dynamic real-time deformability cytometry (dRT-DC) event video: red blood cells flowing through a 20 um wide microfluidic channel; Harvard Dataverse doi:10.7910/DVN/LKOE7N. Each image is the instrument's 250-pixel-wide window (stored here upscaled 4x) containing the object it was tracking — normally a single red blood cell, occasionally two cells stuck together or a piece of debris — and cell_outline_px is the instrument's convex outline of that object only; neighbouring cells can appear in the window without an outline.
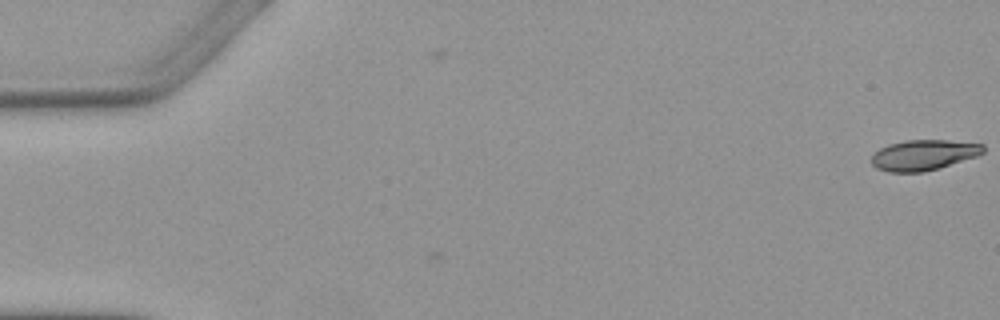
{"species": "Egyptian fruit bat (a non-hibernating species)", "species_latin": "Rousettus aegyptiacus", "temperature_condition": "warm", "stored_images_in_passage": 5, "camera_frame_rate_fps": 3000, "um_per_image_px": 0.085, "animal": {"sex": "female"}, "frame": {"image": 1, "passage_image": 1, "time_ms": 0.0, "image_size_px": [1000, 320], "cell_outline_px": [[984, 152], [976, 156], [940, 168], [924, 172], [888, 172], [876, 168], [872, 164], [872, 156], [880, 148], [888, 144], [908, 140], [948, 140], [984, 144]], "centroid_in_image_um": [78.51, 13.18], "position_along_channel_um": 6.5, "area_um2": 19.83}}
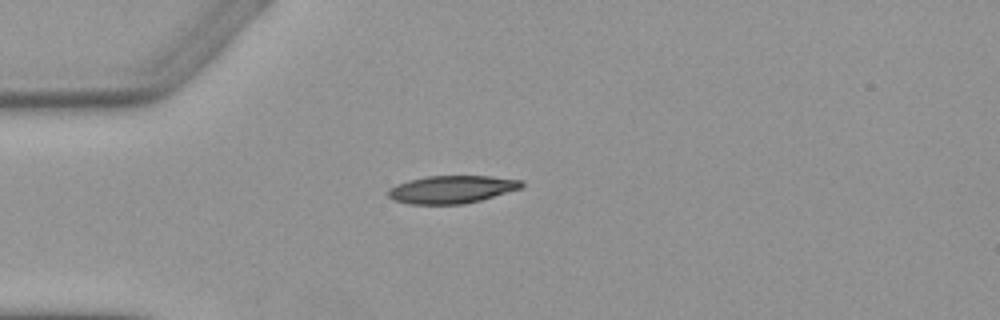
{"frame": {"image": 2, "passage_image": 5, "time_ms": 4.667, "image_size_px": [1000, 320], "cell_outline_px": [[524, 184], [520, 188], [480, 200], [464, 204], [408, 204], [392, 200], [388, 196], [388, 188], [396, 184], [408, 180], [428, 176], [488, 176], [524, 180]], "centroid_in_image_um": [38.35, 16.1], "position_along_channel_um": 46.6, "area_um2": 21.56}}